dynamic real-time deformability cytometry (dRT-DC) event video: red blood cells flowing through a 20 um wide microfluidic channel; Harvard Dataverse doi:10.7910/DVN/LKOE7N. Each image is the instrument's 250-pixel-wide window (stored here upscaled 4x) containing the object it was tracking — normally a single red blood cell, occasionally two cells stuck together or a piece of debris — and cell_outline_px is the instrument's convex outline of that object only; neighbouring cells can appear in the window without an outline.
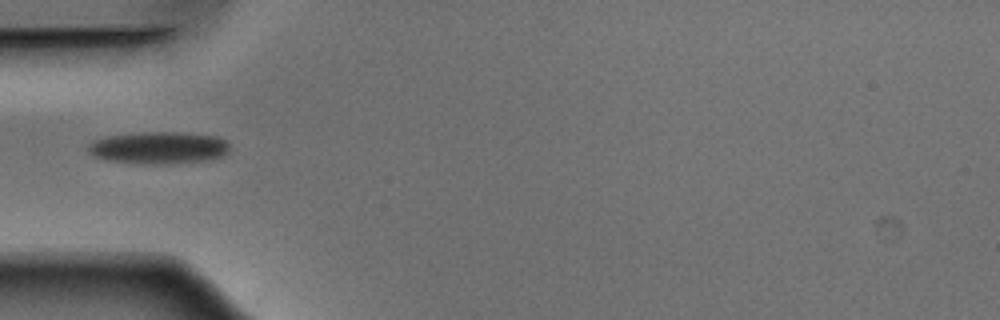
{"species": "Egyptian fruit bat (a non-hibernating species)", "species_latin": "Rousettus aegyptiacus", "temperature_condition": "warm", "stored_images_in_passage": 36, "camera_frame_rate_fps": 3000, "um_per_image_px": 0.085, "animal": {"sex": "male"}, "frame": {"image": 1, "passage_image": 1, "time_ms": 0.0, "image_size_px": [1000, 320], "cell_outline_px": [[228, 152], [224, 156], [204, 160], [172, 164], [132, 164], [108, 160], [96, 156], [88, 148], [88, 144], [96, 140], [112, 136], [144, 132], [184, 132], [216, 136], [224, 140], [228, 144]], "centroid_in_image_um": [13.54, 12.57], "position_along_channel_um": 71.5, "area_um2": 26.36}}
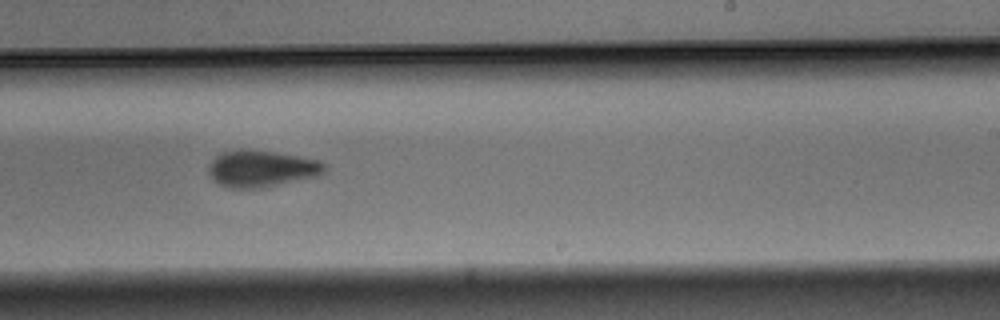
{"frame": {"image": 2, "passage_image": 16, "time_ms": 5.0, "image_size_px": [1000, 320], "cell_outline_px": [[324, 172], [320, 176], [260, 188], [232, 188], [220, 184], [212, 180], [208, 172], [208, 164], [220, 152], [240, 148], [276, 152], [320, 160], [324, 164]], "centroid_in_image_um": [22.2, 14.32], "position_along_channel_um": 266.8, "area_um2": 25.03}}
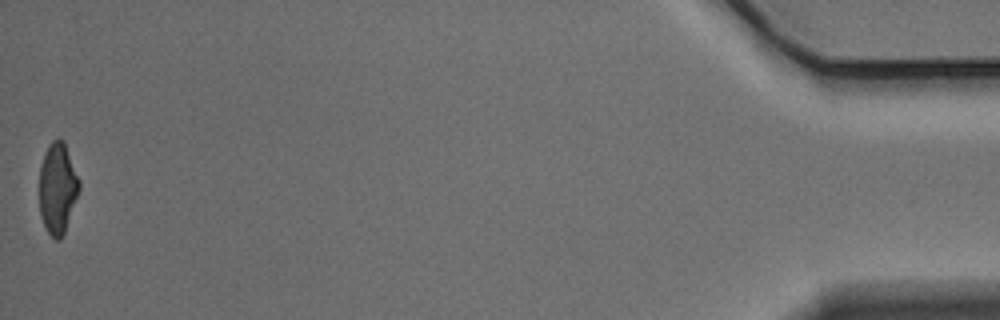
{"frame": {"image": 3, "passage_image": 36, "time_ms": 11.667, "image_size_px": [1000, 320], "cell_outline_px": [[80, 188], [64, 232], [60, 240], [56, 240], [48, 232], [40, 216], [40, 164], [48, 144], [52, 140], [64, 140], [80, 180]], "centroid_in_image_um": [4.89, 15.97], "position_along_channel_um": 430.3, "area_um2": 20.98}}